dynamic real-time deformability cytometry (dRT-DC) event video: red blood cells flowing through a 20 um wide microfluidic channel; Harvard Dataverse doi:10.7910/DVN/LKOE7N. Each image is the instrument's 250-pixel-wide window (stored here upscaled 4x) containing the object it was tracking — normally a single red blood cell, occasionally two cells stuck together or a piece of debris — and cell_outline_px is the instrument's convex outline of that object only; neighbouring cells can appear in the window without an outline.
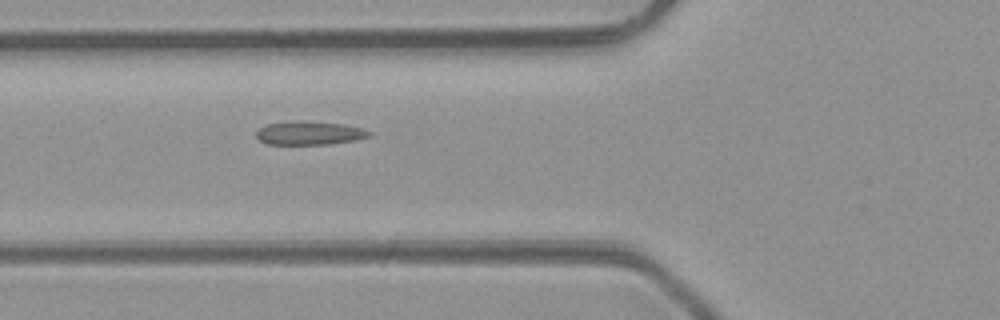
{"species": "common noctule bat (a hibernating species)", "species_latin": "Nyctalus noctula", "temperature_condition": "room temperature", "stored_images_in_passage": 2, "camera_frame_rate_fps": 3000, "um_per_image_px": 0.085, "animal": {"sex": "male", "body_mass_g": 23.1, "forearm_length_mm": 52.7}, "frame": {"image": 1, "passage_image": 2, "time_ms": 1.0, "image_size_px": [1000, 320], "cell_outline_px": [[372, 136], [356, 140], [328, 144], [264, 144], [256, 136], [256, 132], [260, 128], [268, 124], [292, 120], [344, 124], [360, 128], [372, 132]], "centroid_in_image_um": [26.3, 11.31], "position_along_channel_um": 99.5, "area_um2": 15.49}}